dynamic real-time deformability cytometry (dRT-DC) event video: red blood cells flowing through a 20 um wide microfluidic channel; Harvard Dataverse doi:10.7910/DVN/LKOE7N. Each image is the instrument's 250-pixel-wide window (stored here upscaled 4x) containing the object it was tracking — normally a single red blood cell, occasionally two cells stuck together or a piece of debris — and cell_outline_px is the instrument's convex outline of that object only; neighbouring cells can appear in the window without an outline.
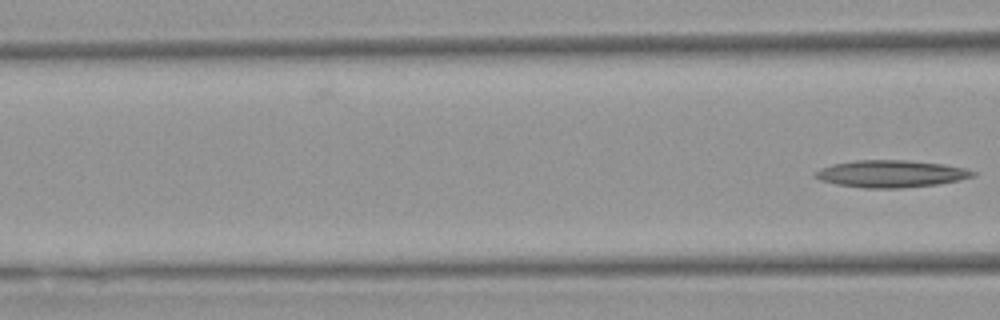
{"species": "Egyptian fruit bat (a non-hibernating species)", "species_latin": "Rousettus aegyptiacus", "temperature_condition": "warm", "stored_images_in_passage": 4, "camera_frame_rate_fps": 3000, "um_per_image_px": 0.085, "animal": {"sex": "female"}, "frame": {"image": 1, "passage_image": 4, "time_ms": 3.333, "image_size_px": [1000, 320], "cell_outline_px": [[976, 172], [972, 176], [960, 180], [936, 184], [904, 188], [864, 188], [836, 184], [820, 180], [812, 176], [812, 172], [820, 168], [832, 164], [856, 160], [904, 160], [944, 164], [964, 168]], "centroid_in_image_um": [75.66, 14.77], "position_along_channel_um": 90.9, "area_um2": 24.97}}